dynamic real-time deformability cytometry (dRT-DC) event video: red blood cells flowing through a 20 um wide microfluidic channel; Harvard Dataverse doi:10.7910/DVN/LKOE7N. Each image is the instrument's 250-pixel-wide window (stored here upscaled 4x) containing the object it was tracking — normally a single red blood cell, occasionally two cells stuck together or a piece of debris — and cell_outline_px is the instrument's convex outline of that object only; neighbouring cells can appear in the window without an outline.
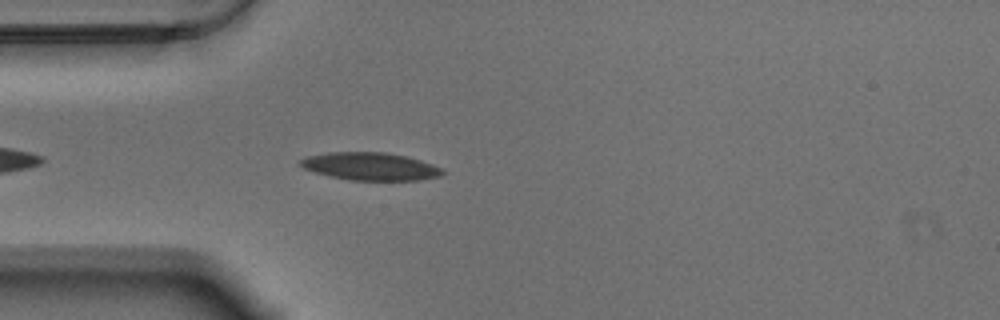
{"species": "Egyptian fruit bat (a non-hibernating species)", "species_latin": "Rousettus aegyptiacus", "temperature_condition": "warm", "stored_images_in_passage": 10, "camera_frame_rate_fps": 3000, "um_per_image_px": 0.085, "animal": {"sex": "male"}, "frame": {"image": 1, "passage_image": 5, "time_ms": 1.333, "image_size_px": [1000, 320], "cell_outline_px": [[448, 172], [440, 176], [420, 180], [348, 180], [316, 172], [304, 168], [300, 164], [300, 160], [308, 156], [328, 152], [384, 152], [408, 156], [444, 168]], "centroid_in_image_um": [31.56, 14.14], "position_along_channel_um": 53.4, "area_um2": 23.0}}